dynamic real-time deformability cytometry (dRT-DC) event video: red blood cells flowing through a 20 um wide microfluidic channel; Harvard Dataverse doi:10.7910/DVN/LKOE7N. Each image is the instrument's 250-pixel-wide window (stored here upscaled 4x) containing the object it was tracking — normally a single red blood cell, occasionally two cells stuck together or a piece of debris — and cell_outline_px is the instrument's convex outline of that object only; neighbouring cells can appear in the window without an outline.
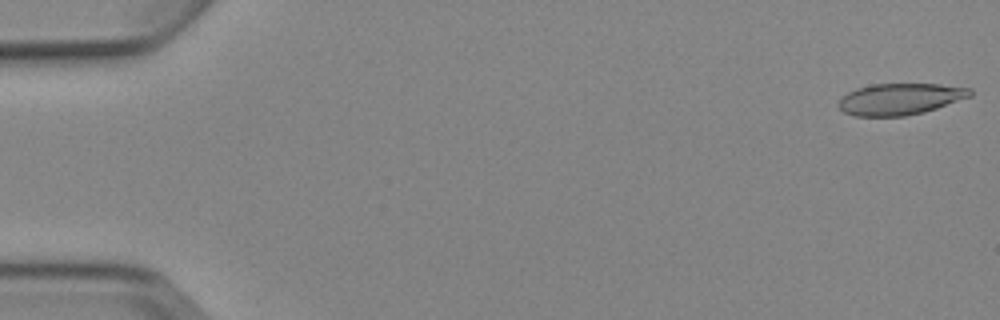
{"species": "Egyptian fruit bat (a non-hibernating species)", "species_latin": "Rousettus aegyptiacus", "temperature_condition": "cold", "stored_images_in_passage": 6, "camera_frame_rate_fps": 3000, "um_per_image_px": 0.085, "animal": {"sex": "female"}, "frame": {"image": 1, "passage_image": 1, "time_ms": 0.0, "image_size_px": [1000, 320], "cell_outline_px": [[972, 96], [924, 112], [904, 116], [856, 116], [844, 112], [836, 104], [848, 92], [856, 88], [872, 84], [940, 84], [972, 88]], "centroid_in_image_um": [76.52, 8.41], "position_along_channel_um": 8.5, "area_um2": 24.1}}
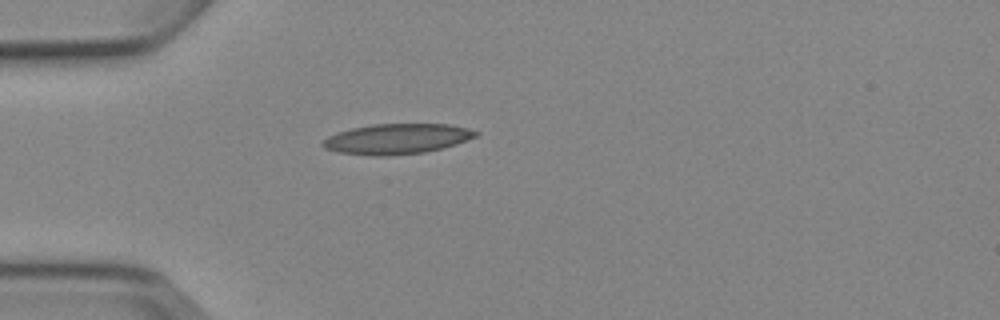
{"frame": {"image": 2, "passage_image": 5, "time_ms": 4.667, "image_size_px": [1000, 320], "cell_outline_px": [[480, 132], [476, 136], [456, 144], [424, 152], [384, 156], [376, 156], [340, 152], [324, 148], [320, 144], [328, 136], [352, 128], [372, 124], [448, 124], [468, 128]], "centroid_in_image_um": [33.74, 11.8], "position_along_channel_um": 51.3, "area_um2": 26.7}}